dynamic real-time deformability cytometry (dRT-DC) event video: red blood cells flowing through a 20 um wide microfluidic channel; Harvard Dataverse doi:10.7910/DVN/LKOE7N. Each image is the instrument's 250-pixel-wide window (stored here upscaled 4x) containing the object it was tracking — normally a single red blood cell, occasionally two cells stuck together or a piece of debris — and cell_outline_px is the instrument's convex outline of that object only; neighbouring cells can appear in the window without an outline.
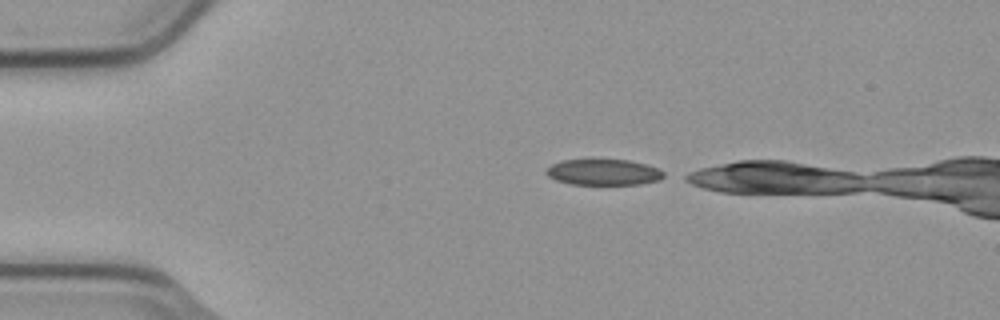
{"species": "common noctule bat (a hibernating species)", "species_latin": "Nyctalus noctula", "temperature_condition": "cold", "stored_images_in_passage": 6, "camera_frame_rate_fps": 3000, "um_per_image_px": 0.085, "animal": {"sex": "male", "body_mass_g": 23.1, "forearm_length_mm": 52.7}, "frame": {"image": 1, "passage_image": 1, "time_ms": 0.0, "image_size_px": [1000, 320], "cell_outline_px": [[668, 176], [660, 180], [640, 184], [572, 184], [556, 180], [548, 176], [548, 168], [552, 164], [560, 160], [588, 156], [592, 156], [628, 160], [648, 164], [660, 168]], "centroid_in_image_um": [51.34, 14.57], "position_along_channel_um": 33.7, "area_um2": 18.84}}